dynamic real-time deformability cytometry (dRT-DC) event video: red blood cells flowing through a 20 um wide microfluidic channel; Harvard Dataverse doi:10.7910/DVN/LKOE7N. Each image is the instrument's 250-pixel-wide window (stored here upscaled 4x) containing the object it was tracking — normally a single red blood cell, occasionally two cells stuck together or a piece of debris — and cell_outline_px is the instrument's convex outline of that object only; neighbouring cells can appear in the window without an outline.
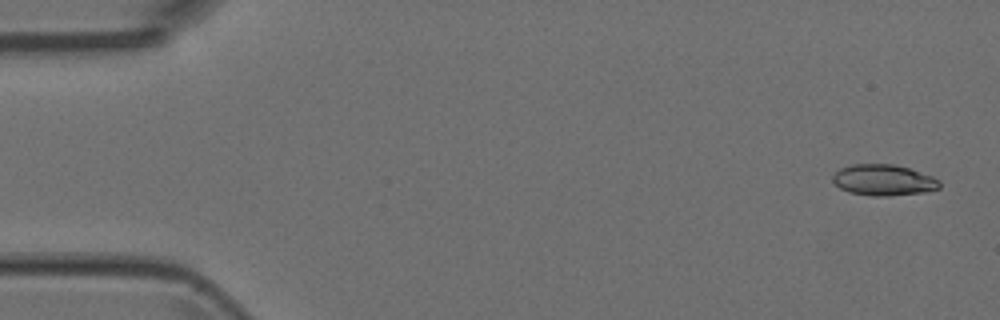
{"species": "Egyptian fruit bat (a non-hibernating species)", "species_latin": "Rousettus aegyptiacus", "temperature_condition": "room temperature", "stored_images_in_passage": 11, "camera_frame_rate_fps": 3000, "um_per_image_px": 0.085, "animal": {"sex": "female"}, "frame": {"image": 1, "passage_image": 2, "time_ms": 0.333, "image_size_px": [1000, 320], "cell_outline_px": [[940, 188], [920, 192], [888, 196], [872, 196], [848, 192], [840, 188], [832, 180], [832, 176], [840, 168], [852, 164], [896, 164], [932, 176], [940, 180]], "centroid_in_image_um": [75.08, 15.3], "position_along_channel_um": 9.9, "area_um2": 19.25}}